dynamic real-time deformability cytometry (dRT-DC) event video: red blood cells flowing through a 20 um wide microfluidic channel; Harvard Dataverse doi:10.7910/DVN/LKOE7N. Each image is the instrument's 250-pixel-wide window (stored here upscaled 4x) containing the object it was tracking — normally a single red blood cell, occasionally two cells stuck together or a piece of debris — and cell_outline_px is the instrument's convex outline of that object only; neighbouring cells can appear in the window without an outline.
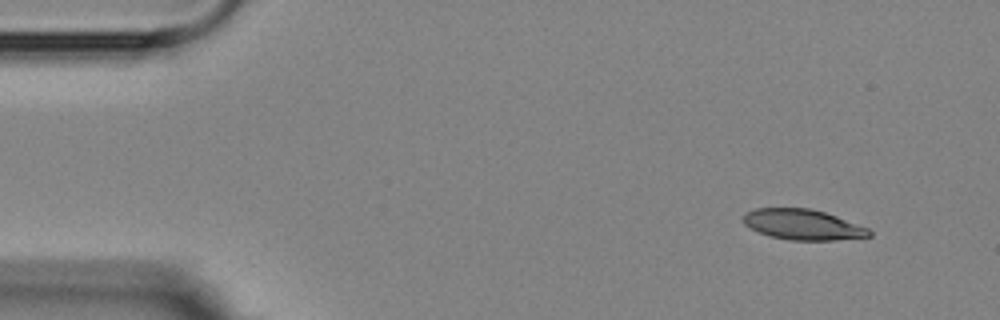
{"species": "Egyptian fruit bat (a non-hibernating species)", "species_latin": "Rousettus aegyptiacus", "temperature_condition": "room temperature", "stored_images_in_passage": 5, "segment_of_instrument_passage": [1, 2], "camera_frame_rate_fps": 3000, "um_per_image_px": 0.085, "animal": {"sex": "female"}, "frame": {"image": 1, "passage_image": 1, "time_ms": 0.0, "image_size_px": [1000, 320], "cell_outline_px": [[872, 236], [836, 240], [792, 240], [768, 236], [744, 224], [744, 212], [756, 208], [808, 208], [824, 212], [836, 216], [868, 228], [872, 232]], "centroid_in_image_um": [68.24, 19.09], "position_along_channel_um": 16.8, "area_um2": 22.2}}
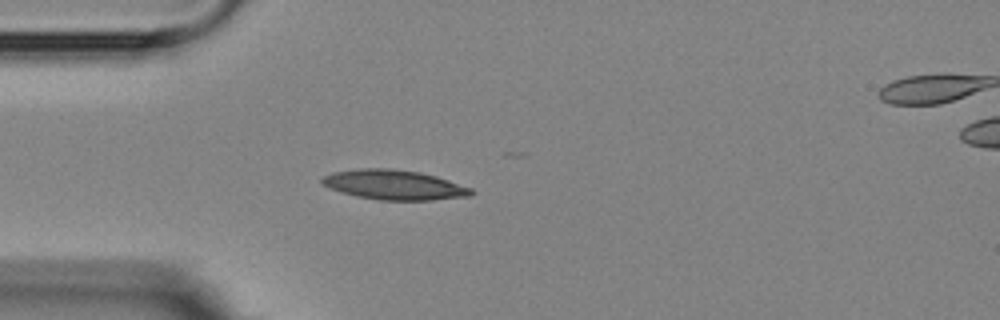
{"frame": {"image": 2, "passage_image": 4, "time_ms": 3.333, "image_size_px": [1000, 320], "cell_outline_px": [[476, 192], [472, 196], [432, 200], [380, 200], [356, 196], [328, 188], [320, 184], [320, 180], [324, 176], [332, 172], [360, 168], [392, 168], [420, 172], [436, 176], [472, 188]], "centroid_in_image_um": [33.5, 15.71], "position_along_channel_um": 51.5, "area_um2": 26.13}}